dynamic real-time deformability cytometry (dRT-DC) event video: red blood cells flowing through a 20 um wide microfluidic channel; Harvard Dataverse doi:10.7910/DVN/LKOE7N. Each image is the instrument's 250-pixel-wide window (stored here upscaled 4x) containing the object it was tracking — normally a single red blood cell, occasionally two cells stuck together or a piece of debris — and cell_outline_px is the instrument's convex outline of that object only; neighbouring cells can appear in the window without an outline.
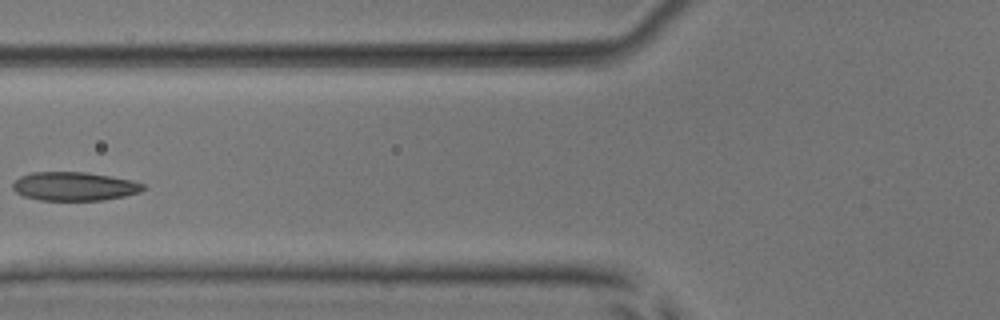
{"species": "common noctule bat (a hibernating species)", "species_latin": "Nyctalus noctula", "temperature_condition": "room temperature", "stored_images_in_passage": 5, "camera_frame_rate_fps": 3000, "um_per_image_px": 0.085, "animal": {"sex": "male", "body_mass_g": 17.9, "forearm_length_mm": 54.2}, "frame": {"image": 1, "passage_image": 5, "time_ms": 5.667, "image_size_px": [1000, 320], "cell_outline_px": [[148, 188], [140, 192], [124, 196], [104, 200], [40, 200], [24, 196], [16, 192], [12, 188], [12, 184], [20, 176], [32, 172], [88, 172], [132, 180], [144, 184]], "centroid_in_image_um": [6.34, 15.83], "position_along_channel_um": 119.5, "area_um2": 21.91}}